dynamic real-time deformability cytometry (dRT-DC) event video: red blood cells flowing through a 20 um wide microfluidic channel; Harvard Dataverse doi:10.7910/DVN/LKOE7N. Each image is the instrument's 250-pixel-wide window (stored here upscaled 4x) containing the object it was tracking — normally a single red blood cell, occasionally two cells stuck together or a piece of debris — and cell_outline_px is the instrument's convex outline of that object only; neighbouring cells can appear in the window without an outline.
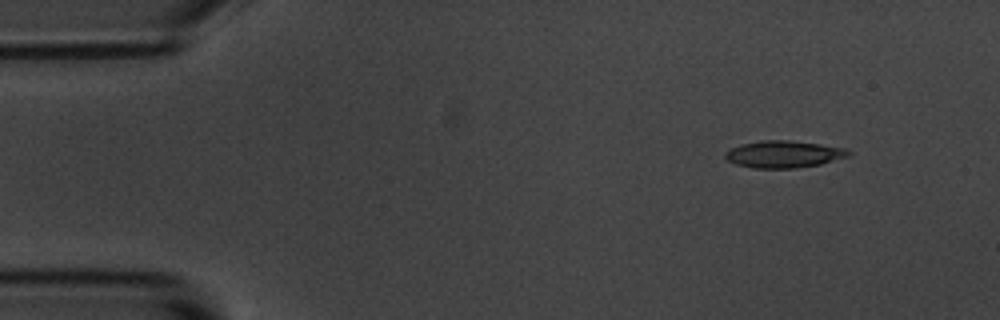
{"species": "common noctule bat (a hibernating species)", "species_latin": "Nyctalus noctula", "temperature_condition": "room temperature", "stored_images_in_passage": 4, "camera_frame_rate_fps": 3000, "um_per_image_px": 0.085, "animal": {"sex": "male", "body_mass_g": 20.1, "forearm_length_mm": 53.5}, "frame": {"image": 1, "passage_image": 1, "time_ms": 0.0, "image_size_px": [1000, 320], "cell_outline_px": [[852, 152], [848, 156], [820, 164], [796, 168], [752, 168], [736, 164], [728, 160], [724, 156], [724, 152], [740, 144], [764, 140], [788, 140], [820, 144], [844, 148]], "centroid_in_image_um": [66.59, 13.11], "position_along_channel_um": 18.4, "area_um2": 19.31}}